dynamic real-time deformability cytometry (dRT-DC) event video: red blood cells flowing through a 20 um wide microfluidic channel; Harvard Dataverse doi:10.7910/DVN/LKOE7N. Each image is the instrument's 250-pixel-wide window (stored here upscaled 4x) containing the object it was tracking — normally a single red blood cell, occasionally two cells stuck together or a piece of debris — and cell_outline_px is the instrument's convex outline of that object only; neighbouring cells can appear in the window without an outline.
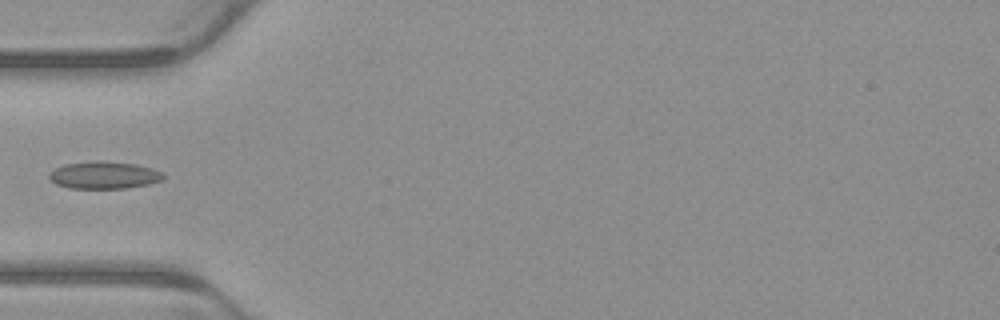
{"species": "common noctule bat (a hibernating species)", "species_latin": "Nyctalus noctula", "temperature_condition": "warm", "stored_images_in_passage": 4, "camera_frame_rate_fps": 3000, "um_per_image_px": 0.085, "animal": {"sex": "male", "body_mass_g": 23.1, "forearm_length_mm": 52.7}, "frame": {"image": 1, "passage_image": 3, "time_ms": 0.667, "image_size_px": [1000, 320], "cell_outline_px": [[164, 180], [148, 184], [128, 188], [68, 188], [56, 184], [48, 176], [56, 168], [68, 164], [96, 160], [100, 160], [136, 164], [152, 168], [160, 172], [164, 176]], "centroid_in_image_um": [8.88, 14.89], "position_along_channel_um": 76.1, "area_um2": 18.03}}
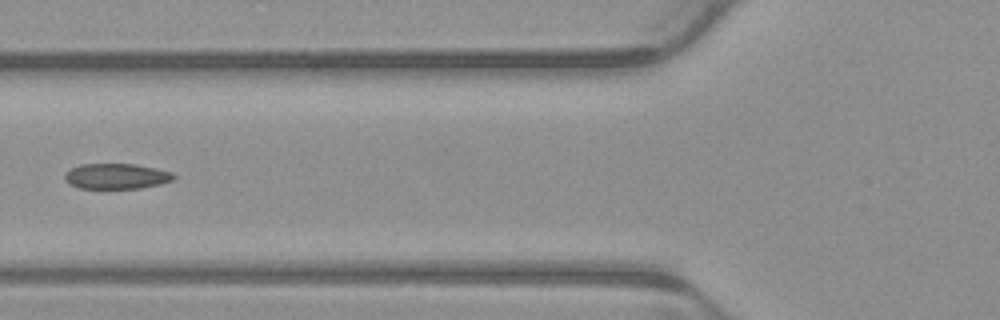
{"frame": {"image": 2, "passage_image": 4, "time_ms": 1.0, "image_size_px": [1000, 320], "cell_outline_px": [[176, 176], [172, 180], [160, 184], [140, 188], [80, 188], [64, 180], [64, 176], [72, 168], [80, 164], [132, 164], [156, 168], [172, 172]], "centroid_in_image_um": [9.92, 14.97], "position_along_channel_um": 115.9, "area_um2": 15.95}}